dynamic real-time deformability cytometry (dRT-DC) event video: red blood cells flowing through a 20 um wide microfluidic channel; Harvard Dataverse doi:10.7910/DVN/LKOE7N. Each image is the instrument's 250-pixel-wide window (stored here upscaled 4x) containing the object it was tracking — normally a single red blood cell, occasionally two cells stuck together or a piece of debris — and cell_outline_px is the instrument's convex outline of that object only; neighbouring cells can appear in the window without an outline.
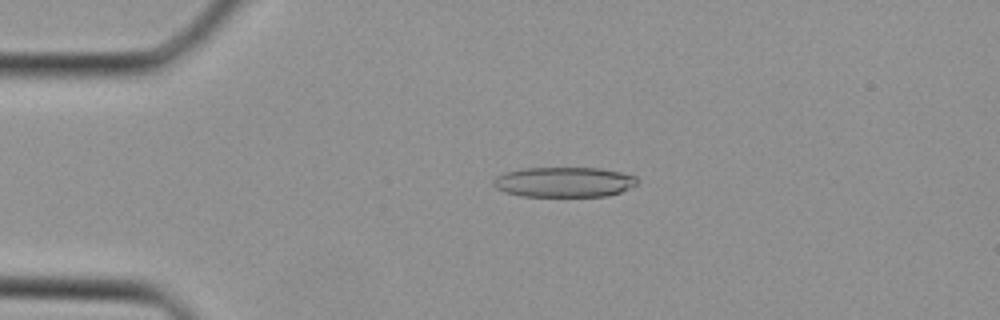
{"species": "Egyptian fruit bat (a non-hibernating species)", "species_latin": "Rousettus aegyptiacus", "temperature_condition": "cold", "stored_images_in_passage": 36, "camera_frame_rate_fps": 3000, "um_per_image_px": 0.085, "animal": {"sex": "female"}, "frame": {"image": 1, "passage_image": 8, "time_ms": 2.333, "image_size_px": [1000, 320], "cell_outline_px": [[636, 184], [620, 192], [608, 196], [520, 196], [504, 192], [496, 188], [492, 184], [492, 180], [496, 176], [504, 172], [524, 168], [600, 168], [620, 172], [636, 176]], "centroid_in_image_um": [47.89, 15.47], "position_along_channel_um": 37.1, "area_um2": 25.26}}
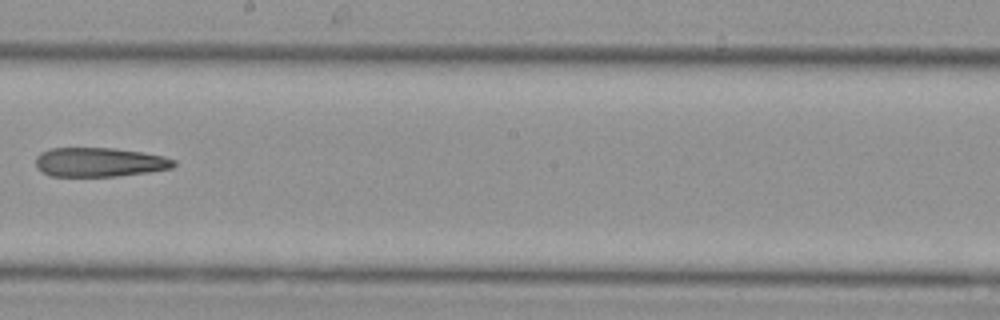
{"frame": {"image": 2, "passage_image": 21, "time_ms": 6.667, "image_size_px": [1000, 320], "cell_outline_px": [[176, 164], [172, 168], [148, 172], [116, 176], [52, 176], [40, 172], [36, 168], [36, 156], [40, 152], [52, 148], [112, 148], [140, 152], [164, 156], [176, 160]], "centroid_in_image_um": [8.43, 13.79], "position_along_channel_um": 239.8, "area_um2": 23.52}}
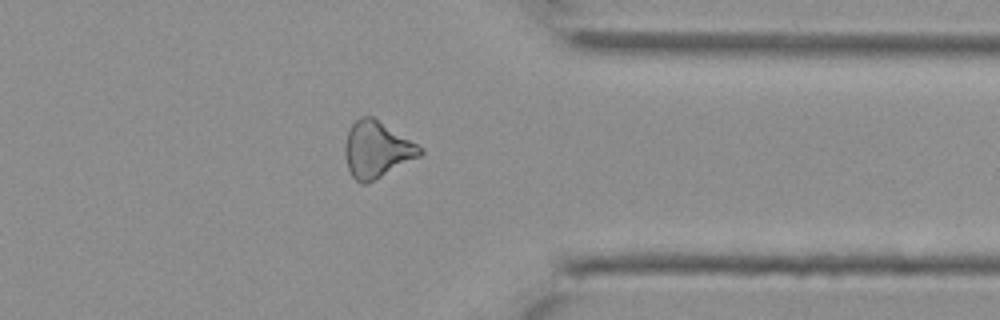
{"frame": {"image": 3, "passage_image": 29, "time_ms": 9.333, "image_size_px": [1000, 320], "cell_outline_px": [[424, 152], [420, 156], [368, 184], [364, 184], [356, 180], [352, 176], [348, 168], [344, 156], [344, 148], [348, 132], [352, 124], [360, 116], [372, 116], [424, 148]], "centroid_in_image_um": [32.03, 12.72], "position_along_channel_um": 379.4, "area_um2": 24.62}}